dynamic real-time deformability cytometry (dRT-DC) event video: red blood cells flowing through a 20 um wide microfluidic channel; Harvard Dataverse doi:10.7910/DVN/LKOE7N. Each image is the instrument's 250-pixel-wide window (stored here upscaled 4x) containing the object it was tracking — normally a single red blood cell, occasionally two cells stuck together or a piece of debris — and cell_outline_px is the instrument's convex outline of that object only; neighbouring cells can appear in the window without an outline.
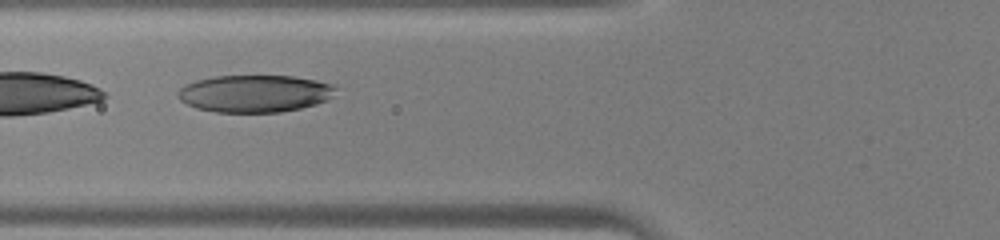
{"species": "human", "species_latin": "Homo sapiens", "temperature_condition": "warm", "stored_images_in_passage": 28, "camera_frame_rate_fps": 3000, "um_per_image_px": 0.085, "donor": {"sex": "male"}, "frame": {"image": 1, "passage_image": 6, "time_ms": 1.667, "image_size_px": [1000, 240], "cell_outline_px": [[336, 88], [332, 96], [328, 100], [316, 104], [300, 108], [280, 112], [216, 112], [196, 108], [180, 100], [176, 92], [184, 84], [196, 80], [216, 76], [292, 76], [316, 80], [336, 84]], "centroid_in_image_um": [21.66, 7.95], "position_along_channel_um": 104.1, "area_um2": 34.39}}
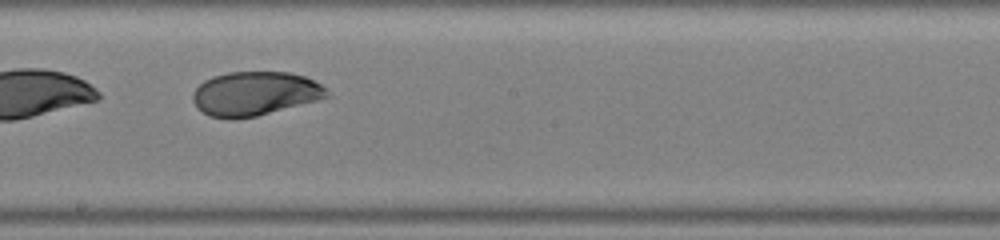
{"frame": {"image": 2, "passage_image": 14, "time_ms": 4.333, "image_size_px": [1000, 240], "cell_outline_px": [[332, 96], [256, 116], [208, 116], [196, 108], [192, 100], [192, 96], [196, 88], [204, 80], [212, 76], [228, 72], [288, 72], [304, 76], [328, 88]], "centroid_in_image_um": [21.68, 7.92], "position_along_channel_um": 226.5, "area_um2": 33.93}}
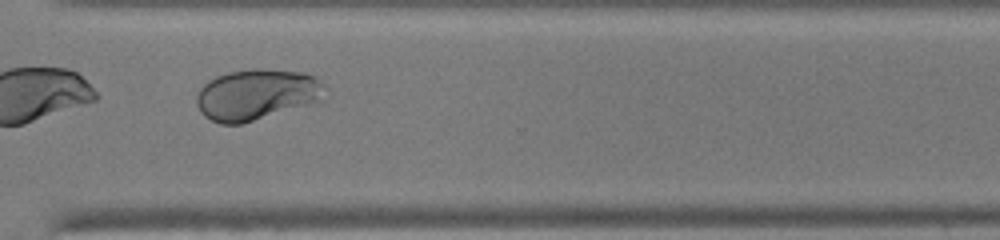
{"frame": {"image": 3, "passage_image": 22, "time_ms": 7.0, "image_size_px": [1000, 240], "cell_outline_px": [[332, 96], [324, 100], [312, 104], [240, 124], [220, 124], [204, 116], [200, 112], [196, 104], [196, 96], [200, 88], [208, 80], [216, 76], [228, 72], [256, 68], [260, 68], [304, 72], [320, 80], [328, 88]], "centroid_in_image_um": [21.9, 8.03], "position_along_channel_um": 348.7, "area_um2": 38.9}}